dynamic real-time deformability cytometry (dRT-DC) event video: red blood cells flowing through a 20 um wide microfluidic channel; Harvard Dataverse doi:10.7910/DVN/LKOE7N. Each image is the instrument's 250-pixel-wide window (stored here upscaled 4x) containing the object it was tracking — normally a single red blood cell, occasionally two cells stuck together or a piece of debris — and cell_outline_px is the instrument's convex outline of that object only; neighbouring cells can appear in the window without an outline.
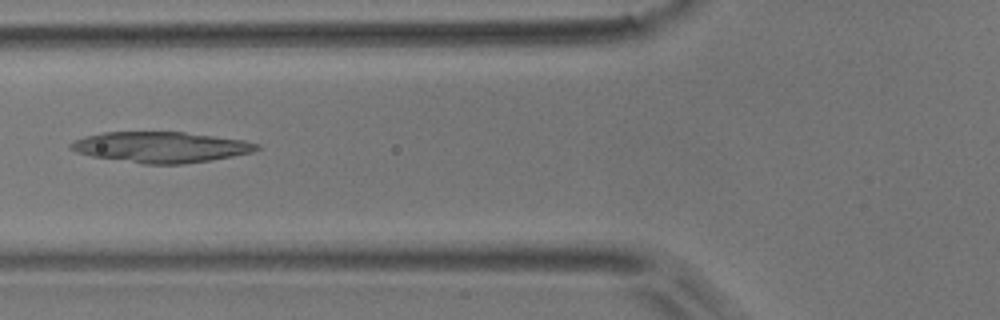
{"species": "common noctule bat (a hibernating species)", "species_latin": "Nyctalus noctula", "temperature_condition": "room temperature", "stored_images_in_passage": 6, "camera_frame_rate_fps": 3000, "um_per_image_px": 0.085, "animal": {"sex": "male", "body_mass_g": 17.9}, "frame": {"image": 1, "passage_image": 6, "time_ms": 1.667, "image_size_px": [1000, 320], "cell_outline_px": [[260, 148], [252, 152], [212, 160], [184, 164], [144, 164], [92, 156], [76, 152], [68, 148], [68, 144], [84, 136], [104, 132], [184, 132], [244, 140], [260, 144]], "centroid_in_image_um": [13.66, 12.51], "position_along_channel_um": 112.1, "area_um2": 33.29}}